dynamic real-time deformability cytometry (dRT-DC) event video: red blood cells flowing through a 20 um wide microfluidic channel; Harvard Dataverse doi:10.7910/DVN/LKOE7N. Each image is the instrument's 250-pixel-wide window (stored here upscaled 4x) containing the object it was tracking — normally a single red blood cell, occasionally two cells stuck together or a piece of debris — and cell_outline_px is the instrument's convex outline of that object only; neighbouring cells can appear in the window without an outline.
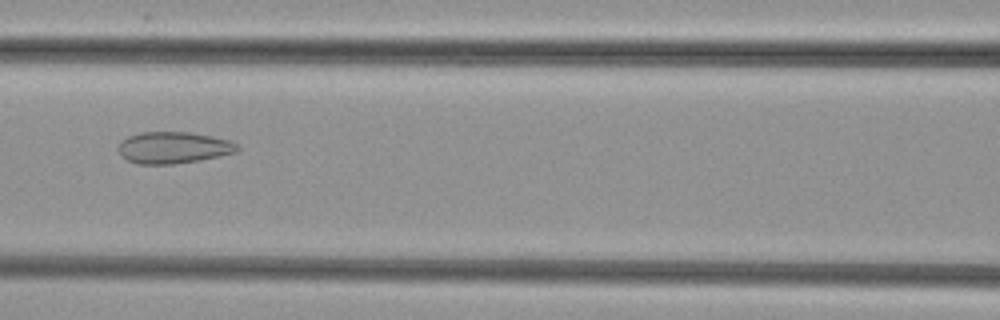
{"species": "common noctule bat (a hibernating species)", "species_latin": "Nyctalus noctula", "temperature_condition": "cold", "stored_images_in_passage": 52, "camera_frame_rate_fps": 3000, "um_per_image_px": 0.085, "animal": {"sex": "female", "body_mass_g": 29.2, "forearm_length_mm": 56.3}, "frame": {"image": 1, "passage_image": 24, "time_ms": 7.667, "image_size_px": [1000, 320], "cell_outline_px": [[240, 148], [236, 152], [200, 160], [172, 164], [136, 164], [128, 160], [120, 152], [120, 144], [128, 136], [140, 132], [192, 132], [232, 140], [240, 144]], "centroid_in_image_um": [14.82, 12.54], "position_along_channel_um": 151.8, "area_um2": 21.91}}
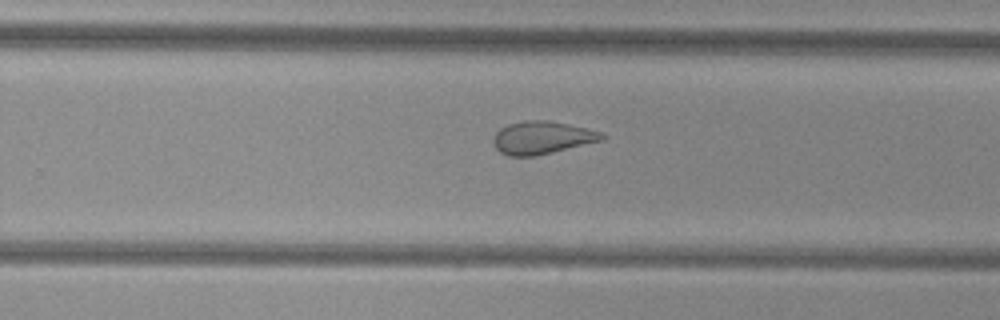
{"frame": {"image": 2, "passage_image": 34, "time_ms": 11.0, "image_size_px": [1000, 320], "cell_outline_px": [[608, 136], [604, 140], [536, 156], [508, 156], [500, 152], [496, 148], [492, 140], [496, 132], [500, 128], [508, 124], [524, 120], [548, 120], [588, 128], [600, 132]], "centroid_in_image_um": [46.09, 11.7], "position_along_channel_um": 283.7, "area_um2": 20.92}}
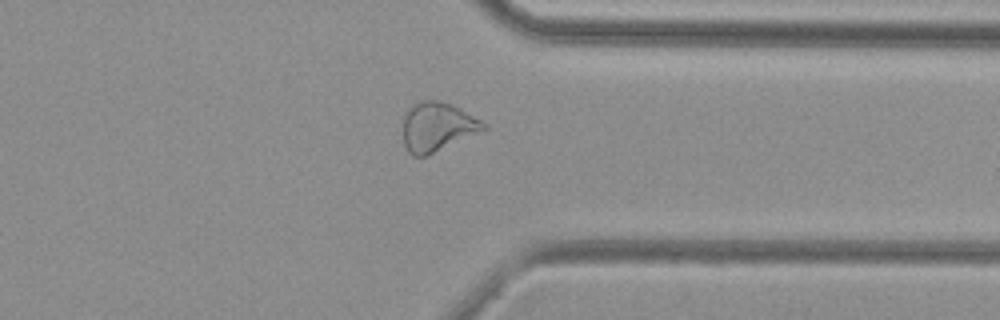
{"frame": {"image": 3, "passage_image": 41, "time_ms": 13.333, "image_size_px": [1000, 320], "cell_outline_px": [[488, 128], [424, 156], [412, 156], [408, 152], [404, 144], [404, 116], [408, 108], [420, 100], [440, 100], [452, 104], [460, 108], [488, 124]], "centroid_in_image_um": [37.17, 10.75], "position_along_channel_um": 374.2, "area_um2": 22.77}}